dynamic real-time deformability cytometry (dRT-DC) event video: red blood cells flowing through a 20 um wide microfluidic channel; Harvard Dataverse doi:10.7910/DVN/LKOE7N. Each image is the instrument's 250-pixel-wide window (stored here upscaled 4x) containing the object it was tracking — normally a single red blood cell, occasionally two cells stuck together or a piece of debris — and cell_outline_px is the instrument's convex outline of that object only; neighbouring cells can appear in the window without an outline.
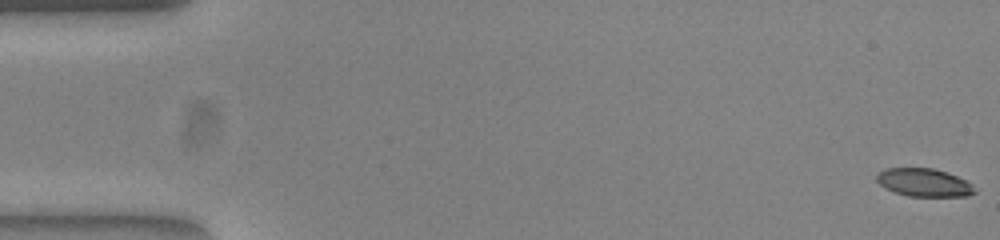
{"species": "common noctule bat (a hibernating species)", "species_latin": "Nyctalus noctula", "temperature_condition": "warm", "stored_images_in_passage": 53, "camera_frame_rate_fps": 3000, "um_per_image_px": 0.085, "animal": {"sex": "female", "body_mass_g": 23.0, "forearm_length_mm": 53.4}, "frame": {"image": 1, "passage_image": 1, "time_ms": 0.0, "image_size_px": [1000, 240], "cell_outline_px": [[976, 192], [968, 196], [908, 196], [884, 188], [876, 180], [876, 176], [884, 168], [932, 168], [968, 180], [972, 184]], "centroid_in_image_um": [78.54, 15.52], "position_along_channel_um": 6.5, "area_um2": 15.95}}
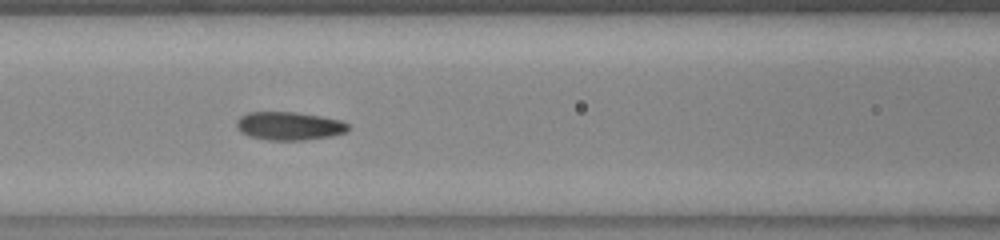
{"frame": {"image": 2, "passage_image": 23, "time_ms": 7.333, "image_size_px": [1000, 240], "cell_outline_px": [[348, 132], [332, 136], [304, 140], [268, 140], [248, 136], [240, 132], [236, 128], [236, 120], [240, 116], [248, 112], [296, 112], [320, 116], [340, 120], [348, 124]], "centroid_in_image_um": [24.55, 10.71], "position_along_channel_um": 142.1, "area_um2": 18.55}}
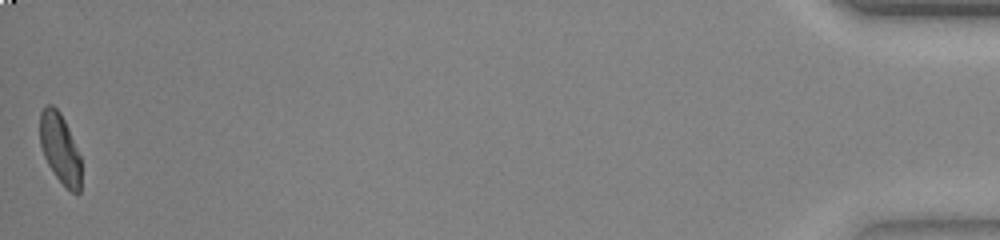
{"frame": {"image": 3, "passage_image": 53, "time_ms": 17.333, "image_size_px": [1000, 240], "cell_outline_px": [[80, 192], [76, 196], [56, 176], [48, 164], [44, 156], [40, 144], [40, 112], [48, 104], [52, 104], [60, 112], [68, 128], [80, 156]], "centroid_in_image_um": [5.09, 12.61], "position_along_channel_um": 430.1, "area_um2": 16.53}, "authors_computed_cell_mechanics": {"area_um2": 17.7446, "velocity_mm_per_s": 3.8985, "shape_relaxation_time_tau1_ms": 6.309, "shape_relaxation_time_tau2_ms": 1.4471, "deformation_change_tau1": 0.2085, "deformation_change_tau2": 0.066}}